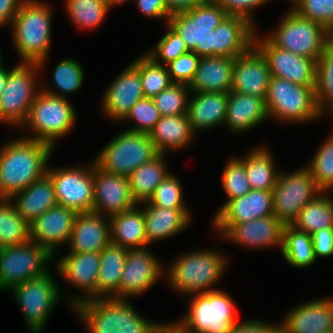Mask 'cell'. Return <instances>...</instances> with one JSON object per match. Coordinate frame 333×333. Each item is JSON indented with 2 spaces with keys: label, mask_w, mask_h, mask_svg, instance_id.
Wrapping results in <instances>:
<instances>
[{
  "label": "cell",
  "mask_w": 333,
  "mask_h": 333,
  "mask_svg": "<svg viewBox=\"0 0 333 333\" xmlns=\"http://www.w3.org/2000/svg\"><path fill=\"white\" fill-rule=\"evenodd\" d=\"M321 192L307 165L293 172L280 170L272 191L273 215L285 225L292 224L302 208Z\"/></svg>",
  "instance_id": "obj_13"
},
{
  "label": "cell",
  "mask_w": 333,
  "mask_h": 333,
  "mask_svg": "<svg viewBox=\"0 0 333 333\" xmlns=\"http://www.w3.org/2000/svg\"><path fill=\"white\" fill-rule=\"evenodd\" d=\"M234 59L224 56L200 57L196 72L188 85L190 92L229 93Z\"/></svg>",
  "instance_id": "obj_31"
},
{
  "label": "cell",
  "mask_w": 333,
  "mask_h": 333,
  "mask_svg": "<svg viewBox=\"0 0 333 333\" xmlns=\"http://www.w3.org/2000/svg\"><path fill=\"white\" fill-rule=\"evenodd\" d=\"M166 27L165 34L155 43L156 45L145 52L155 62L164 65L188 52L179 34L168 24H166Z\"/></svg>",
  "instance_id": "obj_51"
},
{
  "label": "cell",
  "mask_w": 333,
  "mask_h": 333,
  "mask_svg": "<svg viewBox=\"0 0 333 333\" xmlns=\"http://www.w3.org/2000/svg\"><path fill=\"white\" fill-rule=\"evenodd\" d=\"M129 1H132V0H105V2L107 3V5L110 8L114 7L115 5L116 6L119 5V4L121 5V4L126 3V2L129 3Z\"/></svg>",
  "instance_id": "obj_60"
},
{
  "label": "cell",
  "mask_w": 333,
  "mask_h": 333,
  "mask_svg": "<svg viewBox=\"0 0 333 333\" xmlns=\"http://www.w3.org/2000/svg\"><path fill=\"white\" fill-rule=\"evenodd\" d=\"M221 239L248 249H282L285 224L274 215L244 223H212Z\"/></svg>",
  "instance_id": "obj_16"
},
{
  "label": "cell",
  "mask_w": 333,
  "mask_h": 333,
  "mask_svg": "<svg viewBox=\"0 0 333 333\" xmlns=\"http://www.w3.org/2000/svg\"><path fill=\"white\" fill-rule=\"evenodd\" d=\"M71 309L89 333H168V323L143 317L128 299L95 298Z\"/></svg>",
  "instance_id": "obj_2"
},
{
  "label": "cell",
  "mask_w": 333,
  "mask_h": 333,
  "mask_svg": "<svg viewBox=\"0 0 333 333\" xmlns=\"http://www.w3.org/2000/svg\"><path fill=\"white\" fill-rule=\"evenodd\" d=\"M257 27L240 16L228 15L214 29L213 56L235 58L254 45Z\"/></svg>",
  "instance_id": "obj_27"
},
{
  "label": "cell",
  "mask_w": 333,
  "mask_h": 333,
  "mask_svg": "<svg viewBox=\"0 0 333 333\" xmlns=\"http://www.w3.org/2000/svg\"><path fill=\"white\" fill-rule=\"evenodd\" d=\"M9 70L10 69L7 70L5 64L2 67H0V95L4 91Z\"/></svg>",
  "instance_id": "obj_59"
},
{
  "label": "cell",
  "mask_w": 333,
  "mask_h": 333,
  "mask_svg": "<svg viewBox=\"0 0 333 333\" xmlns=\"http://www.w3.org/2000/svg\"><path fill=\"white\" fill-rule=\"evenodd\" d=\"M24 0H0V28L10 26Z\"/></svg>",
  "instance_id": "obj_57"
},
{
  "label": "cell",
  "mask_w": 333,
  "mask_h": 333,
  "mask_svg": "<svg viewBox=\"0 0 333 333\" xmlns=\"http://www.w3.org/2000/svg\"><path fill=\"white\" fill-rule=\"evenodd\" d=\"M221 185L227 200L219 207L215 215L232 199L246 195L250 190V184L244 166V156H234L223 167Z\"/></svg>",
  "instance_id": "obj_45"
},
{
  "label": "cell",
  "mask_w": 333,
  "mask_h": 333,
  "mask_svg": "<svg viewBox=\"0 0 333 333\" xmlns=\"http://www.w3.org/2000/svg\"><path fill=\"white\" fill-rule=\"evenodd\" d=\"M321 192L300 211L292 226L309 235L324 228H333V197Z\"/></svg>",
  "instance_id": "obj_38"
},
{
  "label": "cell",
  "mask_w": 333,
  "mask_h": 333,
  "mask_svg": "<svg viewBox=\"0 0 333 333\" xmlns=\"http://www.w3.org/2000/svg\"><path fill=\"white\" fill-rule=\"evenodd\" d=\"M330 42L333 43V28L330 31Z\"/></svg>",
  "instance_id": "obj_62"
},
{
  "label": "cell",
  "mask_w": 333,
  "mask_h": 333,
  "mask_svg": "<svg viewBox=\"0 0 333 333\" xmlns=\"http://www.w3.org/2000/svg\"><path fill=\"white\" fill-rule=\"evenodd\" d=\"M180 178L170 173L155 189L149 203L161 208H189Z\"/></svg>",
  "instance_id": "obj_49"
},
{
  "label": "cell",
  "mask_w": 333,
  "mask_h": 333,
  "mask_svg": "<svg viewBox=\"0 0 333 333\" xmlns=\"http://www.w3.org/2000/svg\"><path fill=\"white\" fill-rule=\"evenodd\" d=\"M76 118L69 97L66 99L40 91L30 107L26 122L20 128L30 131L29 135L22 137L45 142L55 148L59 139L73 131Z\"/></svg>",
  "instance_id": "obj_6"
},
{
  "label": "cell",
  "mask_w": 333,
  "mask_h": 333,
  "mask_svg": "<svg viewBox=\"0 0 333 333\" xmlns=\"http://www.w3.org/2000/svg\"><path fill=\"white\" fill-rule=\"evenodd\" d=\"M111 243L109 217L100 213H78L68 243L69 252H101Z\"/></svg>",
  "instance_id": "obj_25"
},
{
  "label": "cell",
  "mask_w": 333,
  "mask_h": 333,
  "mask_svg": "<svg viewBox=\"0 0 333 333\" xmlns=\"http://www.w3.org/2000/svg\"><path fill=\"white\" fill-rule=\"evenodd\" d=\"M316 86H301L271 76L265 99L269 119L284 123L306 124L324 117L315 100Z\"/></svg>",
  "instance_id": "obj_7"
},
{
  "label": "cell",
  "mask_w": 333,
  "mask_h": 333,
  "mask_svg": "<svg viewBox=\"0 0 333 333\" xmlns=\"http://www.w3.org/2000/svg\"><path fill=\"white\" fill-rule=\"evenodd\" d=\"M269 120L263 98L230 91L224 127L232 134H240L259 127Z\"/></svg>",
  "instance_id": "obj_28"
},
{
  "label": "cell",
  "mask_w": 333,
  "mask_h": 333,
  "mask_svg": "<svg viewBox=\"0 0 333 333\" xmlns=\"http://www.w3.org/2000/svg\"><path fill=\"white\" fill-rule=\"evenodd\" d=\"M319 333H333V330H330V331H324V332H319Z\"/></svg>",
  "instance_id": "obj_63"
},
{
  "label": "cell",
  "mask_w": 333,
  "mask_h": 333,
  "mask_svg": "<svg viewBox=\"0 0 333 333\" xmlns=\"http://www.w3.org/2000/svg\"><path fill=\"white\" fill-rule=\"evenodd\" d=\"M111 242L127 249L147 247L143 208L139 204L109 217Z\"/></svg>",
  "instance_id": "obj_34"
},
{
  "label": "cell",
  "mask_w": 333,
  "mask_h": 333,
  "mask_svg": "<svg viewBox=\"0 0 333 333\" xmlns=\"http://www.w3.org/2000/svg\"><path fill=\"white\" fill-rule=\"evenodd\" d=\"M270 148L262 144L244 155V166L251 189L273 191L279 170ZM277 167V169H276Z\"/></svg>",
  "instance_id": "obj_37"
},
{
  "label": "cell",
  "mask_w": 333,
  "mask_h": 333,
  "mask_svg": "<svg viewBox=\"0 0 333 333\" xmlns=\"http://www.w3.org/2000/svg\"><path fill=\"white\" fill-rule=\"evenodd\" d=\"M3 123V125H4V122L1 120V118H0V125Z\"/></svg>",
  "instance_id": "obj_64"
},
{
  "label": "cell",
  "mask_w": 333,
  "mask_h": 333,
  "mask_svg": "<svg viewBox=\"0 0 333 333\" xmlns=\"http://www.w3.org/2000/svg\"><path fill=\"white\" fill-rule=\"evenodd\" d=\"M155 149L160 154L183 150L197 136L191 129L187 114L161 116L149 133Z\"/></svg>",
  "instance_id": "obj_33"
},
{
  "label": "cell",
  "mask_w": 333,
  "mask_h": 333,
  "mask_svg": "<svg viewBox=\"0 0 333 333\" xmlns=\"http://www.w3.org/2000/svg\"><path fill=\"white\" fill-rule=\"evenodd\" d=\"M190 94L188 85L172 83L153 100L161 116L180 115L187 113Z\"/></svg>",
  "instance_id": "obj_47"
},
{
  "label": "cell",
  "mask_w": 333,
  "mask_h": 333,
  "mask_svg": "<svg viewBox=\"0 0 333 333\" xmlns=\"http://www.w3.org/2000/svg\"><path fill=\"white\" fill-rule=\"evenodd\" d=\"M291 9L299 16L333 28V0H291Z\"/></svg>",
  "instance_id": "obj_50"
},
{
  "label": "cell",
  "mask_w": 333,
  "mask_h": 333,
  "mask_svg": "<svg viewBox=\"0 0 333 333\" xmlns=\"http://www.w3.org/2000/svg\"><path fill=\"white\" fill-rule=\"evenodd\" d=\"M185 316L168 322V333H232L237 320L236 301L223 289L194 294Z\"/></svg>",
  "instance_id": "obj_5"
},
{
  "label": "cell",
  "mask_w": 333,
  "mask_h": 333,
  "mask_svg": "<svg viewBox=\"0 0 333 333\" xmlns=\"http://www.w3.org/2000/svg\"><path fill=\"white\" fill-rule=\"evenodd\" d=\"M232 76L231 91L266 99L271 73L266 57L255 45L235 57Z\"/></svg>",
  "instance_id": "obj_23"
},
{
  "label": "cell",
  "mask_w": 333,
  "mask_h": 333,
  "mask_svg": "<svg viewBox=\"0 0 333 333\" xmlns=\"http://www.w3.org/2000/svg\"><path fill=\"white\" fill-rule=\"evenodd\" d=\"M77 214L63 205H54L30 225L31 241L44 248L53 258L56 257L57 249L69 243Z\"/></svg>",
  "instance_id": "obj_20"
},
{
  "label": "cell",
  "mask_w": 333,
  "mask_h": 333,
  "mask_svg": "<svg viewBox=\"0 0 333 333\" xmlns=\"http://www.w3.org/2000/svg\"><path fill=\"white\" fill-rule=\"evenodd\" d=\"M9 200L29 225L45 211L58 204L52 180L47 174L17 192Z\"/></svg>",
  "instance_id": "obj_32"
},
{
  "label": "cell",
  "mask_w": 333,
  "mask_h": 333,
  "mask_svg": "<svg viewBox=\"0 0 333 333\" xmlns=\"http://www.w3.org/2000/svg\"><path fill=\"white\" fill-rule=\"evenodd\" d=\"M94 207L93 211L103 216L128 211L137 204L131 193L127 176L108 173L94 162Z\"/></svg>",
  "instance_id": "obj_22"
},
{
  "label": "cell",
  "mask_w": 333,
  "mask_h": 333,
  "mask_svg": "<svg viewBox=\"0 0 333 333\" xmlns=\"http://www.w3.org/2000/svg\"><path fill=\"white\" fill-rule=\"evenodd\" d=\"M51 8V4L44 0H24L10 24L11 39L20 62L37 63L40 72L47 65L51 49Z\"/></svg>",
  "instance_id": "obj_4"
},
{
  "label": "cell",
  "mask_w": 333,
  "mask_h": 333,
  "mask_svg": "<svg viewBox=\"0 0 333 333\" xmlns=\"http://www.w3.org/2000/svg\"><path fill=\"white\" fill-rule=\"evenodd\" d=\"M228 93L191 92L187 108V117L192 131L209 130L224 126Z\"/></svg>",
  "instance_id": "obj_29"
},
{
  "label": "cell",
  "mask_w": 333,
  "mask_h": 333,
  "mask_svg": "<svg viewBox=\"0 0 333 333\" xmlns=\"http://www.w3.org/2000/svg\"><path fill=\"white\" fill-rule=\"evenodd\" d=\"M200 57L193 51L182 54L166 64L169 76L173 83L189 85L196 72Z\"/></svg>",
  "instance_id": "obj_52"
},
{
  "label": "cell",
  "mask_w": 333,
  "mask_h": 333,
  "mask_svg": "<svg viewBox=\"0 0 333 333\" xmlns=\"http://www.w3.org/2000/svg\"><path fill=\"white\" fill-rule=\"evenodd\" d=\"M281 253L285 261L294 268H307L317 261L312 236L291 224L285 225Z\"/></svg>",
  "instance_id": "obj_39"
},
{
  "label": "cell",
  "mask_w": 333,
  "mask_h": 333,
  "mask_svg": "<svg viewBox=\"0 0 333 333\" xmlns=\"http://www.w3.org/2000/svg\"><path fill=\"white\" fill-rule=\"evenodd\" d=\"M328 136L307 164L322 192H331L333 189V130Z\"/></svg>",
  "instance_id": "obj_46"
},
{
  "label": "cell",
  "mask_w": 333,
  "mask_h": 333,
  "mask_svg": "<svg viewBox=\"0 0 333 333\" xmlns=\"http://www.w3.org/2000/svg\"><path fill=\"white\" fill-rule=\"evenodd\" d=\"M111 8L105 0H66L65 11L72 25L82 30L99 27Z\"/></svg>",
  "instance_id": "obj_42"
},
{
  "label": "cell",
  "mask_w": 333,
  "mask_h": 333,
  "mask_svg": "<svg viewBox=\"0 0 333 333\" xmlns=\"http://www.w3.org/2000/svg\"><path fill=\"white\" fill-rule=\"evenodd\" d=\"M55 270L66 283L80 291L81 296H69L70 307L97 298V280L100 267L99 252H68L56 261ZM72 304V305H71Z\"/></svg>",
  "instance_id": "obj_19"
},
{
  "label": "cell",
  "mask_w": 333,
  "mask_h": 333,
  "mask_svg": "<svg viewBox=\"0 0 333 333\" xmlns=\"http://www.w3.org/2000/svg\"><path fill=\"white\" fill-rule=\"evenodd\" d=\"M228 15L240 16L255 26L253 11L272 0H215Z\"/></svg>",
  "instance_id": "obj_53"
},
{
  "label": "cell",
  "mask_w": 333,
  "mask_h": 333,
  "mask_svg": "<svg viewBox=\"0 0 333 333\" xmlns=\"http://www.w3.org/2000/svg\"><path fill=\"white\" fill-rule=\"evenodd\" d=\"M315 100L320 113L333 120V43H329L317 61ZM330 115V116H329Z\"/></svg>",
  "instance_id": "obj_41"
},
{
  "label": "cell",
  "mask_w": 333,
  "mask_h": 333,
  "mask_svg": "<svg viewBox=\"0 0 333 333\" xmlns=\"http://www.w3.org/2000/svg\"><path fill=\"white\" fill-rule=\"evenodd\" d=\"M257 32L254 45L266 57L271 76L284 78L301 86H316V61L278 48L265 35L261 37Z\"/></svg>",
  "instance_id": "obj_18"
},
{
  "label": "cell",
  "mask_w": 333,
  "mask_h": 333,
  "mask_svg": "<svg viewBox=\"0 0 333 333\" xmlns=\"http://www.w3.org/2000/svg\"><path fill=\"white\" fill-rule=\"evenodd\" d=\"M30 225L18 214L9 199L0 201V248L30 241Z\"/></svg>",
  "instance_id": "obj_43"
},
{
  "label": "cell",
  "mask_w": 333,
  "mask_h": 333,
  "mask_svg": "<svg viewBox=\"0 0 333 333\" xmlns=\"http://www.w3.org/2000/svg\"><path fill=\"white\" fill-rule=\"evenodd\" d=\"M55 149L45 142L15 137L0 146V196L13 195L42 178Z\"/></svg>",
  "instance_id": "obj_1"
},
{
  "label": "cell",
  "mask_w": 333,
  "mask_h": 333,
  "mask_svg": "<svg viewBox=\"0 0 333 333\" xmlns=\"http://www.w3.org/2000/svg\"><path fill=\"white\" fill-rule=\"evenodd\" d=\"M265 36L278 48L318 61L330 43V32L321 24L288 8L278 26Z\"/></svg>",
  "instance_id": "obj_10"
},
{
  "label": "cell",
  "mask_w": 333,
  "mask_h": 333,
  "mask_svg": "<svg viewBox=\"0 0 333 333\" xmlns=\"http://www.w3.org/2000/svg\"><path fill=\"white\" fill-rule=\"evenodd\" d=\"M3 54L1 53L0 51V67H2L4 65V62H3Z\"/></svg>",
  "instance_id": "obj_61"
},
{
  "label": "cell",
  "mask_w": 333,
  "mask_h": 333,
  "mask_svg": "<svg viewBox=\"0 0 333 333\" xmlns=\"http://www.w3.org/2000/svg\"><path fill=\"white\" fill-rule=\"evenodd\" d=\"M145 98L139 71L129 63L104 90L102 113L111 121L120 123L137 101Z\"/></svg>",
  "instance_id": "obj_21"
},
{
  "label": "cell",
  "mask_w": 333,
  "mask_h": 333,
  "mask_svg": "<svg viewBox=\"0 0 333 333\" xmlns=\"http://www.w3.org/2000/svg\"><path fill=\"white\" fill-rule=\"evenodd\" d=\"M204 0H165L169 14L173 15L176 13L187 12L192 10Z\"/></svg>",
  "instance_id": "obj_58"
},
{
  "label": "cell",
  "mask_w": 333,
  "mask_h": 333,
  "mask_svg": "<svg viewBox=\"0 0 333 333\" xmlns=\"http://www.w3.org/2000/svg\"><path fill=\"white\" fill-rule=\"evenodd\" d=\"M311 236L316 260L333 255V228L320 229Z\"/></svg>",
  "instance_id": "obj_55"
},
{
  "label": "cell",
  "mask_w": 333,
  "mask_h": 333,
  "mask_svg": "<svg viewBox=\"0 0 333 333\" xmlns=\"http://www.w3.org/2000/svg\"><path fill=\"white\" fill-rule=\"evenodd\" d=\"M139 205L143 206L147 247L184 232L192 221L188 208H161L148 201Z\"/></svg>",
  "instance_id": "obj_26"
},
{
  "label": "cell",
  "mask_w": 333,
  "mask_h": 333,
  "mask_svg": "<svg viewBox=\"0 0 333 333\" xmlns=\"http://www.w3.org/2000/svg\"><path fill=\"white\" fill-rule=\"evenodd\" d=\"M9 293H12L31 333L44 332L52 311L63 295L50 270L14 286Z\"/></svg>",
  "instance_id": "obj_12"
},
{
  "label": "cell",
  "mask_w": 333,
  "mask_h": 333,
  "mask_svg": "<svg viewBox=\"0 0 333 333\" xmlns=\"http://www.w3.org/2000/svg\"><path fill=\"white\" fill-rule=\"evenodd\" d=\"M84 70L81 63L74 58L60 60L53 70L52 80L54 88L41 82V91L66 98L81 90L84 82Z\"/></svg>",
  "instance_id": "obj_40"
},
{
  "label": "cell",
  "mask_w": 333,
  "mask_h": 333,
  "mask_svg": "<svg viewBox=\"0 0 333 333\" xmlns=\"http://www.w3.org/2000/svg\"><path fill=\"white\" fill-rule=\"evenodd\" d=\"M131 64L140 73L145 98H154L173 83L166 65L155 62L146 53L138 56Z\"/></svg>",
  "instance_id": "obj_44"
},
{
  "label": "cell",
  "mask_w": 333,
  "mask_h": 333,
  "mask_svg": "<svg viewBox=\"0 0 333 333\" xmlns=\"http://www.w3.org/2000/svg\"><path fill=\"white\" fill-rule=\"evenodd\" d=\"M272 191L251 189L246 195L230 200L213 223H244L273 215Z\"/></svg>",
  "instance_id": "obj_30"
},
{
  "label": "cell",
  "mask_w": 333,
  "mask_h": 333,
  "mask_svg": "<svg viewBox=\"0 0 333 333\" xmlns=\"http://www.w3.org/2000/svg\"><path fill=\"white\" fill-rule=\"evenodd\" d=\"M279 322L267 323L257 319H246L238 321L232 333H279Z\"/></svg>",
  "instance_id": "obj_56"
},
{
  "label": "cell",
  "mask_w": 333,
  "mask_h": 333,
  "mask_svg": "<svg viewBox=\"0 0 333 333\" xmlns=\"http://www.w3.org/2000/svg\"><path fill=\"white\" fill-rule=\"evenodd\" d=\"M162 278H165V266L148 247L128 249L118 299L141 296Z\"/></svg>",
  "instance_id": "obj_17"
},
{
  "label": "cell",
  "mask_w": 333,
  "mask_h": 333,
  "mask_svg": "<svg viewBox=\"0 0 333 333\" xmlns=\"http://www.w3.org/2000/svg\"><path fill=\"white\" fill-rule=\"evenodd\" d=\"M54 258L34 241L0 248V292L48 272Z\"/></svg>",
  "instance_id": "obj_14"
},
{
  "label": "cell",
  "mask_w": 333,
  "mask_h": 333,
  "mask_svg": "<svg viewBox=\"0 0 333 333\" xmlns=\"http://www.w3.org/2000/svg\"><path fill=\"white\" fill-rule=\"evenodd\" d=\"M127 252V248L112 242L100 252L97 298L118 299V289Z\"/></svg>",
  "instance_id": "obj_35"
},
{
  "label": "cell",
  "mask_w": 333,
  "mask_h": 333,
  "mask_svg": "<svg viewBox=\"0 0 333 333\" xmlns=\"http://www.w3.org/2000/svg\"><path fill=\"white\" fill-rule=\"evenodd\" d=\"M137 9L145 17L163 19L168 24L171 15L169 14L165 0H133Z\"/></svg>",
  "instance_id": "obj_54"
},
{
  "label": "cell",
  "mask_w": 333,
  "mask_h": 333,
  "mask_svg": "<svg viewBox=\"0 0 333 333\" xmlns=\"http://www.w3.org/2000/svg\"><path fill=\"white\" fill-rule=\"evenodd\" d=\"M46 174L51 178L58 204L77 213L92 212L94 207V160L88 164L52 167Z\"/></svg>",
  "instance_id": "obj_15"
},
{
  "label": "cell",
  "mask_w": 333,
  "mask_h": 333,
  "mask_svg": "<svg viewBox=\"0 0 333 333\" xmlns=\"http://www.w3.org/2000/svg\"><path fill=\"white\" fill-rule=\"evenodd\" d=\"M281 323L280 333H319L333 330V297H322L289 309Z\"/></svg>",
  "instance_id": "obj_24"
},
{
  "label": "cell",
  "mask_w": 333,
  "mask_h": 333,
  "mask_svg": "<svg viewBox=\"0 0 333 333\" xmlns=\"http://www.w3.org/2000/svg\"><path fill=\"white\" fill-rule=\"evenodd\" d=\"M94 157L95 164L108 173L129 176L159 153L147 133L123 129Z\"/></svg>",
  "instance_id": "obj_11"
},
{
  "label": "cell",
  "mask_w": 333,
  "mask_h": 333,
  "mask_svg": "<svg viewBox=\"0 0 333 333\" xmlns=\"http://www.w3.org/2000/svg\"><path fill=\"white\" fill-rule=\"evenodd\" d=\"M40 74L37 63L19 62L9 70L0 95V118L5 125L20 129L26 122L30 107L41 91Z\"/></svg>",
  "instance_id": "obj_9"
},
{
  "label": "cell",
  "mask_w": 333,
  "mask_h": 333,
  "mask_svg": "<svg viewBox=\"0 0 333 333\" xmlns=\"http://www.w3.org/2000/svg\"><path fill=\"white\" fill-rule=\"evenodd\" d=\"M166 161V154L159 153L128 176L130 193L136 204L149 201L157 186L171 173Z\"/></svg>",
  "instance_id": "obj_36"
},
{
  "label": "cell",
  "mask_w": 333,
  "mask_h": 333,
  "mask_svg": "<svg viewBox=\"0 0 333 333\" xmlns=\"http://www.w3.org/2000/svg\"><path fill=\"white\" fill-rule=\"evenodd\" d=\"M160 117L153 98H143L137 101L121 123H130V127H127L126 130L149 134Z\"/></svg>",
  "instance_id": "obj_48"
},
{
  "label": "cell",
  "mask_w": 333,
  "mask_h": 333,
  "mask_svg": "<svg viewBox=\"0 0 333 333\" xmlns=\"http://www.w3.org/2000/svg\"><path fill=\"white\" fill-rule=\"evenodd\" d=\"M228 259L225 253L216 249L188 250L167 264L164 280L181 296L220 290L213 286L224 277Z\"/></svg>",
  "instance_id": "obj_3"
},
{
  "label": "cell",
  "mask_w": 333,
  "mask_h": 333,
  "mask_svg": "<svg viewBox=\"0 0 333 333\" xmlns=\"http://www.w3.org/2000/svg\"><path fill=\"white\" fill-rule=\"evenodd\" d=\"M227 16L215 0H204L192 10L171 15L168 25L179 34L188 51L208 57L213 56L214 29Z\"/></svg>",
  "instance_id": "obj_8"
}]
</instances>
